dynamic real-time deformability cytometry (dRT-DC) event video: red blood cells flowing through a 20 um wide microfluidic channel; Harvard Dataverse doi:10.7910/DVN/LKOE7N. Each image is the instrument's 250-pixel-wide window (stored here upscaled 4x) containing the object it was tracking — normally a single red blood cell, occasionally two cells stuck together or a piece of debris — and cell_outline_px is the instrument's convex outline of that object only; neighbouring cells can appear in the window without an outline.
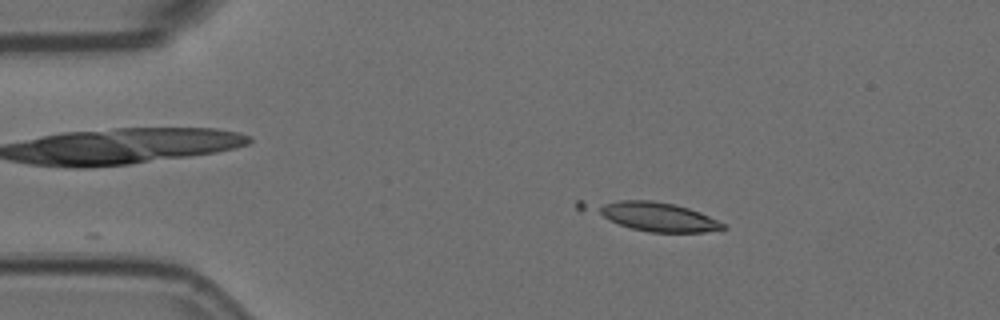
{"species": "Egyptian fruit bat (a non-hibernating species)", "species_latin": "Rousettus aegyptiacus", "temperature_condition": "room temperature", "stored_images_in_passage": 6, "camera_frame_rate_fps": 3000, "um_per_image_px": 0.085, "animal": {"sex": "female"}, "frame": {"image": 1, "passage_image": 2, "time_ms": 0.333, "image_size_px": [1000, 320], "cell_outline_px": [[728, 228], [704, 232], [648, 232], [632, 228], [580, 212], [576, 208], [576, 200], [652, 200], [676, 204], [700, 212], [724, 224]], "centroid_in_image_um": [55.26, 18.33], "position_along_channel_um": 29.7, "area_um2": 23.81}}
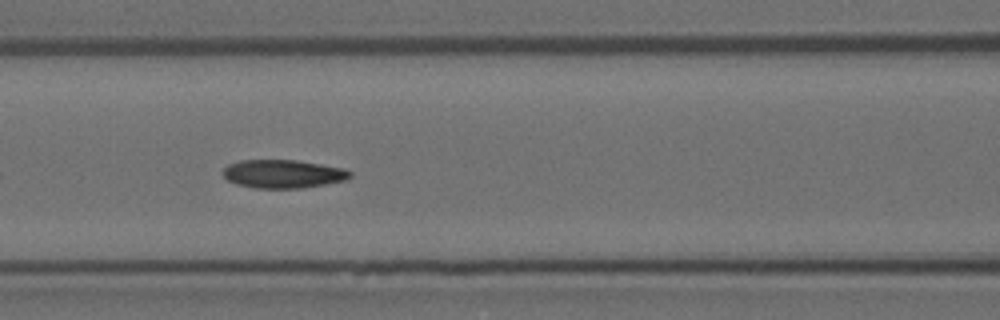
{"frame": {"image": 2, "passage_image": 6, "time_ms": 1.667, "image_size_px": [1000, 320], "cell_outline_px": [[352, 176], [348, 180], [304, 188], [252, 188], [236, 184], [228, 180], [224, 176], [224, 168], [228, 164], [240, 160], [296, 160], [344, 168], [352, 172]], "centroid_in_image_um": [24.09, 14.78], "position_along_channel_um": 142.5, "area_um2": 21.15}}